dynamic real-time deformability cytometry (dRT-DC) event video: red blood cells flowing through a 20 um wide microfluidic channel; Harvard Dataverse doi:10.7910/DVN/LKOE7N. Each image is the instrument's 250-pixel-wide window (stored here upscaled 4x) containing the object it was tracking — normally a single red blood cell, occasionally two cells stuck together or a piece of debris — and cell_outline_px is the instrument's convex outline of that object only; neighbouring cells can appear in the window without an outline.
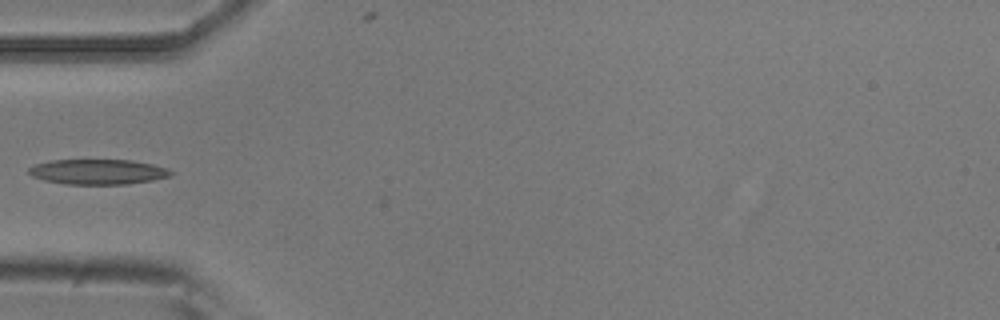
{"species": "common noctule bat (a hibernating species)", "species_latin": "Nyctalus noctula", "temperature_condition": "room temperature", "stored_images_in_passage": 7, "camera_frame_rate_fps": 3000, "um_per_image_px": 0.085, "animal": {"sex": "male", "body_mass_g": 20.5, "forearm_length_mm": 52.5}, "frame": {"image": 1, "passage_image": 5, "time_ms": 1.333, "image_size_px": [1000, 320], "cell_outline_px": [[172, 172], [168, 176], [152, 180], [124, 184], [64, 184], [44, 180], [32, 176], [28, 172], [28, 168], [36, 164], [52, 160], [132, 160], [152, 164], [168, 168]], "centroid_in_image_um": [8.29, 14.6], "position_along_channel_um": 76.7, "area_um2": 20.63}}
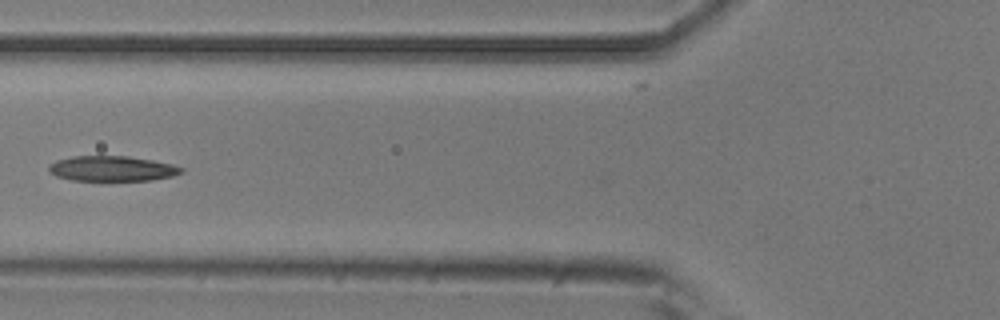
{"frame": {"image": 2, "passage_image": 6, "time_ms": 1.667, "image_size_px": [1000, 320], "cell_outline_px": [[184, 172], [172, 176], [152, 180], [72, 180], [56, 176], [48, 172], [48, 164], [56, 160], [72, 156], [128, 156], [152, 160], [172, 164], [184, 168]], "centroid_in_image_um": [9.51, 14.32], "position_along_channel_um": 116.3, "area_um2": 19.54}}
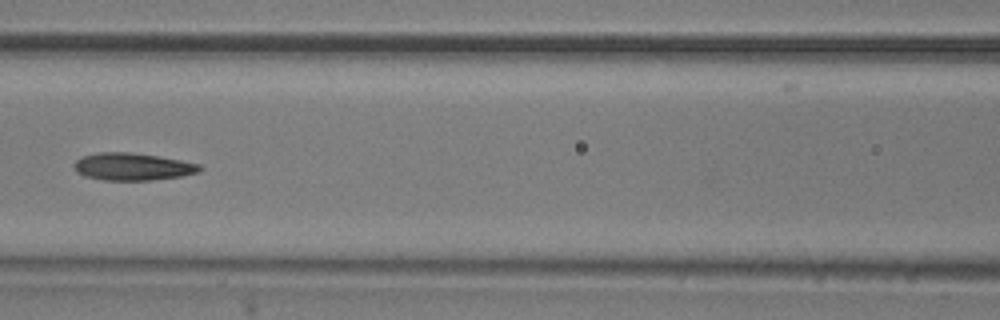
{"frame": {"image": 3, "passage_image": 7, "time_ms": 2.0, "image_size_px": [1000, 320], "cell_outline_px": [[204, 168], [200, 172], [184, 176], [152, 180], [104, 180], [84, 176], [76, 172], [72, 164], [76, 160], [84, 156], [100, 152], [128, 152], [156, 156], [180, 160], [200, 164]], "centroid_in_image_um": [11.29, 14.17], "position_along_channel_um": 155.3, "area_um2": 20.11}}